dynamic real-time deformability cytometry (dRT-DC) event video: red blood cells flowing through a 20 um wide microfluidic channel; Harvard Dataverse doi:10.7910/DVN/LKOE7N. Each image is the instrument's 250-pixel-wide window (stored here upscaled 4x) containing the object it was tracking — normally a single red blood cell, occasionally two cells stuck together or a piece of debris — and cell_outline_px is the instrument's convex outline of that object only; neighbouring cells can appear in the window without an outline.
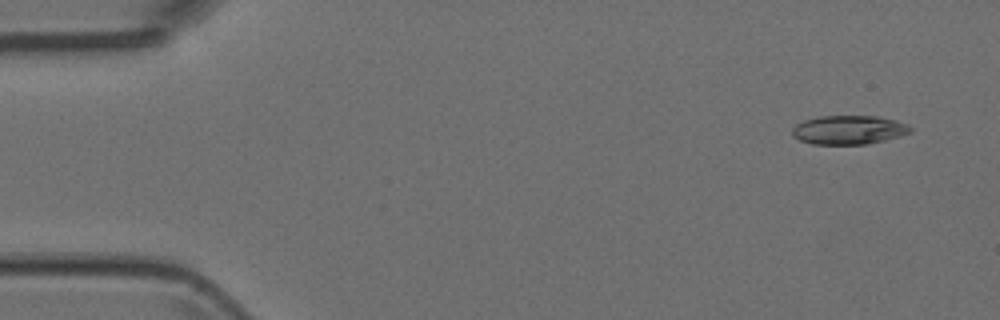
{"species": "Egyptian fruit bat (a non-hibernating species)", "species_latin": "Rousettus aegyptiacus", "temperature_condition": "room temperature", "stored_images_in_passage": 4, "camera_frame_rate_fps": 3000, "um_per_image_px": 0.085, "animal": {"sex": "female"}, "frame": {"image": 1, "passage_image": 1, "time_ms": 0.0, "image_size_px": [1000, 320], "cell_outline_px": [[912, 132], [900, 136], [868, 144], [812, 144], [800, 140], [792, 136], [792, 128], [796, 124], [804, 120], [820, 116], [876, 116], [896, 120], [908, 124], [912, 128]], "centroid_in_image_um": [72.15, 11.04], "position_along_channel_um": 12.8, "area_um2": 20.0}}
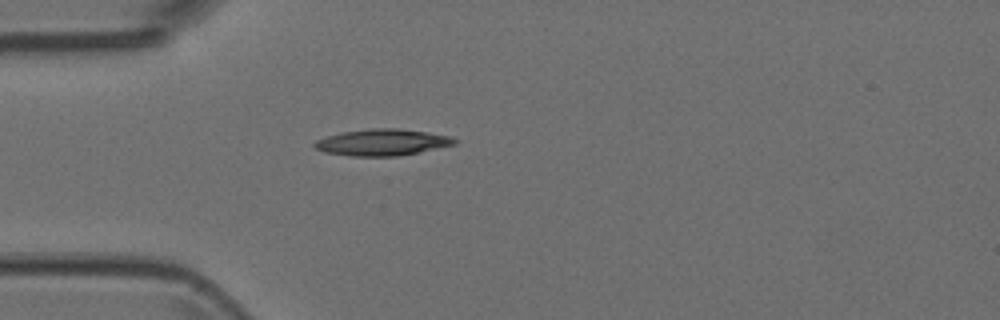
{"frame": {"image": 2, "passage_image": 4, "time_ms": 1.0, "image_size_px": [1000, 320], "cell_outline_px": [[460, 140], [456, 144], [420, 152], [396, 156], [348, 156], [324, 152], [316, 148], [312, 144], [316, 140], [328, 136], [344, 132], [368, 128], [396, 128], [452, 136]], "centroid_in_image_um": [32.51, 12.1], "position_along_channel_um": 52.5, "area_um2": 21.62}}